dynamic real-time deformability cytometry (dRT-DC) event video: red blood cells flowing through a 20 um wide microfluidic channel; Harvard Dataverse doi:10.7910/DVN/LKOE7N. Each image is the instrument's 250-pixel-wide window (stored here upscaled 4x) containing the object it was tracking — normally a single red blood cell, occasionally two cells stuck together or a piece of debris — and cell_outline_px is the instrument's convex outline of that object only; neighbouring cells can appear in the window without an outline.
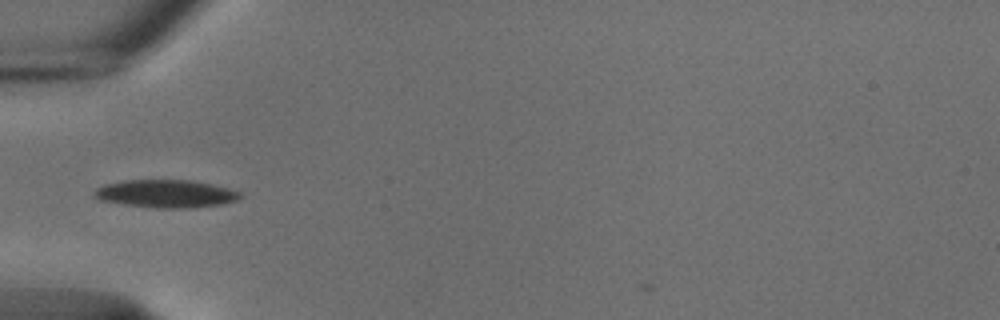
{"species": "common noctule bat (a hibernating species)", "species_latin": "Nyctalus noctula", "temperature_condition": "cold", "stored_images_in_passage": 34, "camera_frame_rate_fps": 3000, "um_per_image_px": 0.085, "animal": {"sex": "male", "body_mass_g": 18.8}, "frame": {"image": 1, "passage_image": 1, "time_ms": 0.0, "image_size_px": [1000, 320], "cell_outline_px": [[244, 196], [236, 200], [220, 204], [188, 208], [156, 208], [124, 204], [100, 200], [92, 196], [96, 188], [104, 184], [124, 180], [192, 180], [212, 184], [228, 188], [240, 192]], "centroid_in_image_um": [14.08, 16.46], "position_along_channel_um": 70.9, "area_um2": 23.7}}
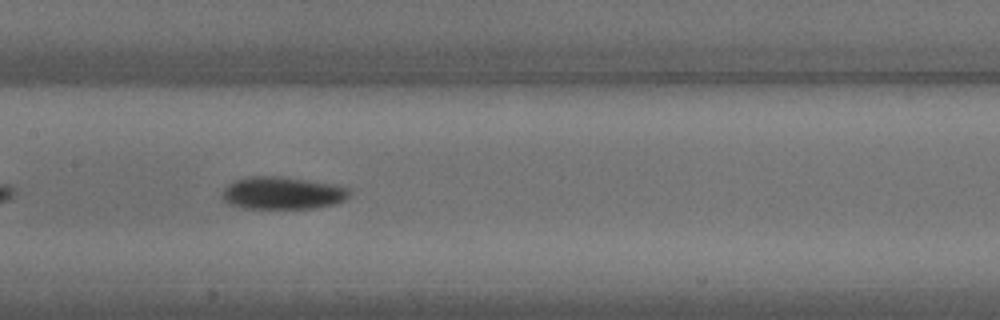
{"frame": {"image": 2, "passage_image": 10, "time_ms": 3.0, "image_size_px": [1000, 320], "cell_outline_px": [[348, 196], [344, 200], [332, 204], [316, 208], [244, 208], [228, 204], [224, 200], [224, 188], [228, 184], [236, 180], [248, 176], [280, 176], [340, 184], [348, 188]], "centroid_in_image_um": [24.03, 16.39], "position_along_channel_um": 183.4, "area_um2": 24.1}}
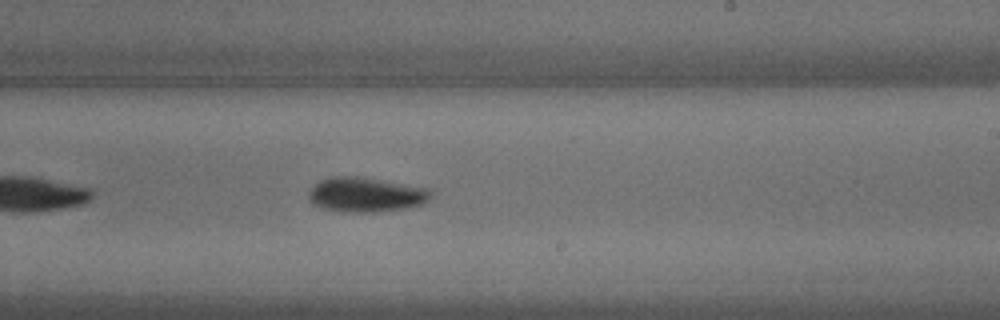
{"frame": {"image": 3, "passage_image": 16, "time_ms": 5.0, "image_size_px": [1000, 320], "cell_outline_px": [[432, 196], [428, 200], [420, 204], [404, 208], [376, 212], [352, 212], [324, 208], [312, 204], [308, 196], [308, 192], [320, 180], [328, 176], [364, 176], [432, 188]], "centroid_in_image_um": [31.13, 16.51], "position_along_channel_um": 257.9, "area_um2": 24.97}, "authors_computed_cell_mechanics": {"area_um2": 23.2356, "velocity_mm_per_s": 3.7432, "shape_relaxation_time_tau1_ms": 2.028, "shape_relaxation_time_tau2_ms": null, "deformation_change_tau1": 0.1423, "deformation_change_tau2": null}}